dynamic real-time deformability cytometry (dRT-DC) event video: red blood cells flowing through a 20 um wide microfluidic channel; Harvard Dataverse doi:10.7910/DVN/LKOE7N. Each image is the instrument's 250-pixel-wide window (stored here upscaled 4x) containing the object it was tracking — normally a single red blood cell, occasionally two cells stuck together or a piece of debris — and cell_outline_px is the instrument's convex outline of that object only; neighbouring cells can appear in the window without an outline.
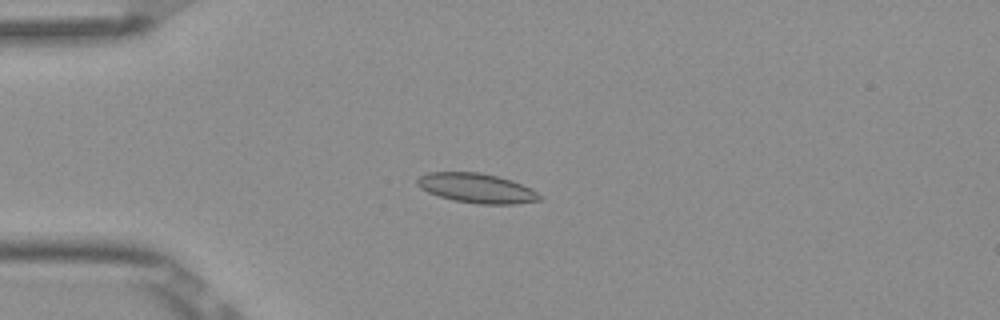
{"species": "Egyptian fruit bat (a non-hibernating species)", "species_latin": "Rousettus aegyptiacus", "temperature_condition": "room temperature", "stored_images_in_passage": 6, "camera_frame_rate_fps": 3000, "um_per_image_px": 0.085, "frame": {"image": 1, "passage_image": 4, "time_ms": 1.0, "image_size_px": [1000, 320], "cell_outline_px": [[544, 196], [540, 200], [512, 204], [480, 204], [452, 200], [428, 192], [420, 188], [416, 184], [416, 180], [420, 176], [428, 172], [480, 172], [512, 180]], "centroid_in_image_um": [40.49, 15.99], "position_along_channel_um": 44.5, "area_um2": 20.98}}
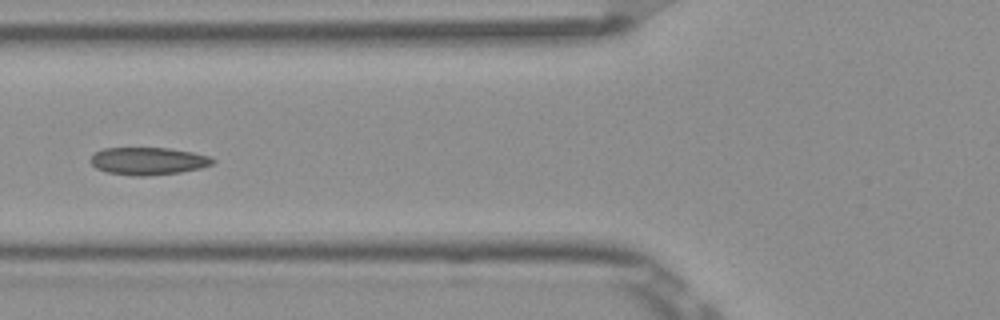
{"frame": {"image": 2, "passage_image": 6, "time_ms": 1.667, "image_size_px": [1000, 320], "cell_outline_px": [[216, 160], [212, 164], [200, 168], [180, 172], [144, 176], [132, 176], [108, 172], [96, 168], [88, 160], [96, 152], [104, 148], [168, 148], [192, 152], [208, 156]], "centroid_in_image_um": [12.57, 13.69], "position_along_channel_um": 113.2, "area_um2": 19.48}}